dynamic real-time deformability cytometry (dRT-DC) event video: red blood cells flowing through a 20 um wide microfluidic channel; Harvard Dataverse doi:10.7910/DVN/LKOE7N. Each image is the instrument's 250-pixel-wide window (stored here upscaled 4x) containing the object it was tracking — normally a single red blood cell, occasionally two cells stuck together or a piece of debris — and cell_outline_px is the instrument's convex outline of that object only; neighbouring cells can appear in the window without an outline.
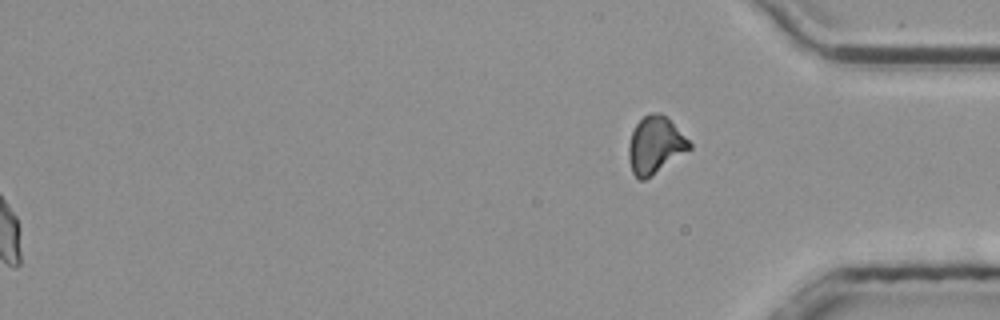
{"species": "common noctule bat (a hibernating species)", "species_latin": "Nyctalus noctula", "temperature_condition": "room temperature", "stored_images_in_passage": 57, "segment_of_instrument_passage": [2, 2], "camera_frame_rate_fps": 3000, "um_per_image_px": 0.085, "animal": {"sex": "male", "body_mass_g": 20.4}, "frame": {"image": 1, "passage_image": 57, "time_ms": 18.667, "image_size_px": [1000, 320], "cell_outline_px": [[692, 148], [652, 176], [644, 180], [640, 180], [632, 172], [628, 156], [628, 144], [632, 132], [636, 124], [644, 116], [652, 112], [660, 112], [692, 144]], "centroid_in_image_um": [55.67, 12.36], "position_along_channel_um": 379.5, "area_um2": 19.94}}